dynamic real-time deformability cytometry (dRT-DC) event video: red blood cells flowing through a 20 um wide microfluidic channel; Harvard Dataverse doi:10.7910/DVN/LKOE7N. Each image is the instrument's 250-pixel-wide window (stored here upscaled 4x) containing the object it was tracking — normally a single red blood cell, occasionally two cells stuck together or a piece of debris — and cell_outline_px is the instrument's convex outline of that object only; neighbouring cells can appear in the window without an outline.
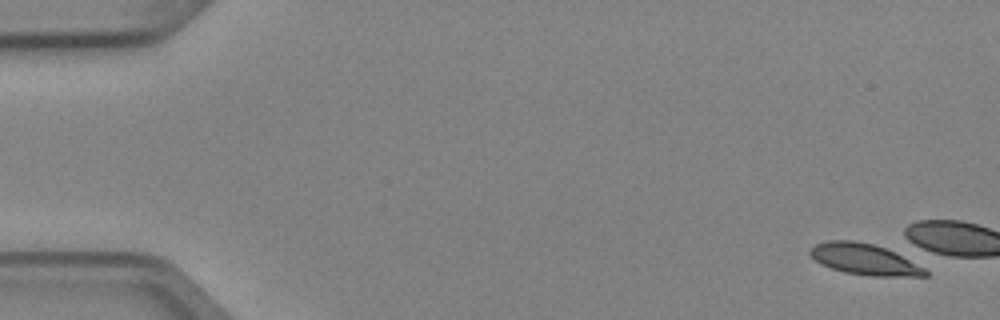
{"species": "Egyptian fruit bat (a non-hibernating species)", "species_latin": "Rousettus aegyptiacus", "temperature_condition": "cold", "stored_images_in_passage": 8, "camera_frame_rate_fps": 3000, "um_per_image_px": 0.085, "animal": {"sex": "female"}, "frame": {"image": 1, "passage_image": 1, "time_ms": 0.0, "image_size_px": [1000, 320], "cell_outline_px": [[928, 276], [872, 276], [844, 272], [832, 268], [816, 260], [808, 252], [816, 244], [828, 240], [852, 240], [872, 244], [884, 248], [924, 268], [928, 272]], "centroid_in_image_um": [73.45, 22.04], "position_along_channel_um": 11.5, "area_um2": 20.23}}
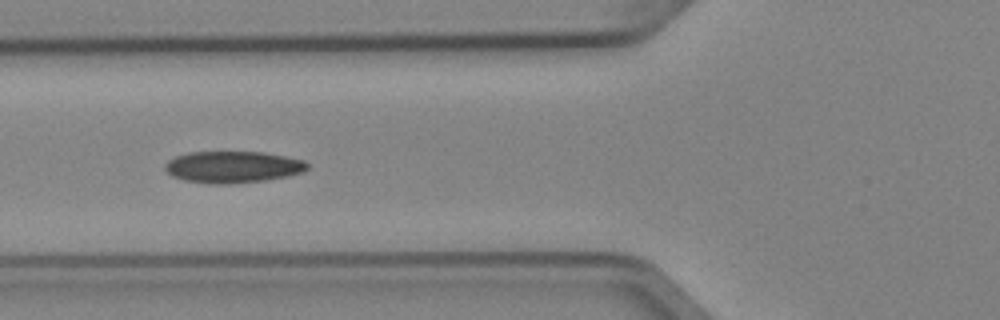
{"frame": {"image": 2, "passage_image": 7, "time_ms": 2.0, "image_size_px": [1000, 320], "cell_outline_px": [[308, 168], [304, 172], [288, 176], [264, 180], [228, 184], [208, 184], [184, 180], [172, 176], [164, 168], [164, 164], [168, 160], [176, 156], [188, 152], [264, 152], [304, 160], [308, 164]], "centroid_in_image_um": [19.78, 14.19], "position_along_channel_um": 106.0, "area_um2": 26.36}}
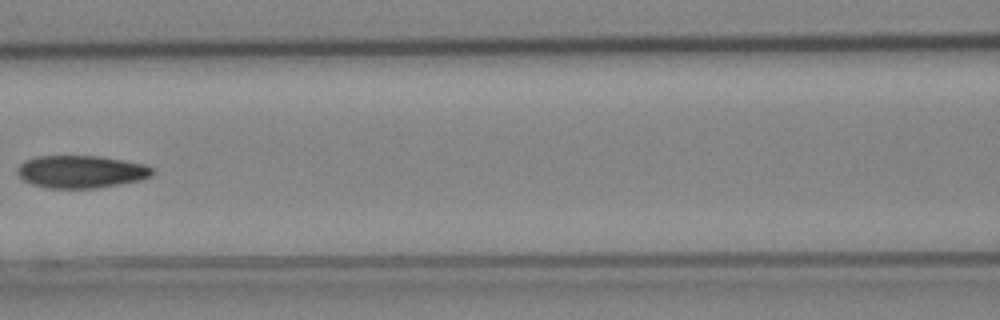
{"frame": {"image": 3, "passage_image": 8, "time_ms": 2.333, "image_size_px": [1000, 320], "cell_outline_px": [[152, 176], [140, 180], [96, 188], [48, 188], [32, 184], [24, 180], [16, 172], [20, 164], [24, 160], [36, 156], [100, 156], [124, 160], [144, 164], [152, 168]], "centroid_in_image_um": [6.87, 14.59], "position_along_channel_um": 159.7, "area_um2": 25.55}}